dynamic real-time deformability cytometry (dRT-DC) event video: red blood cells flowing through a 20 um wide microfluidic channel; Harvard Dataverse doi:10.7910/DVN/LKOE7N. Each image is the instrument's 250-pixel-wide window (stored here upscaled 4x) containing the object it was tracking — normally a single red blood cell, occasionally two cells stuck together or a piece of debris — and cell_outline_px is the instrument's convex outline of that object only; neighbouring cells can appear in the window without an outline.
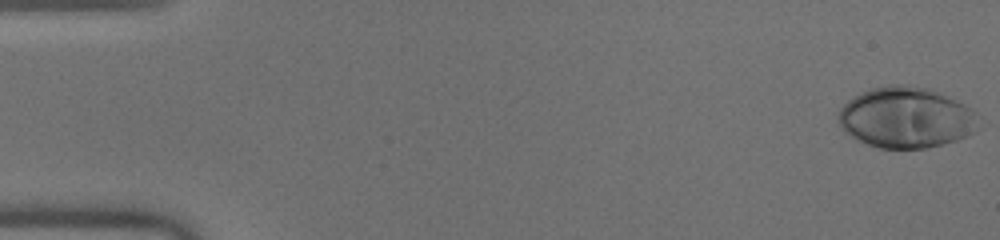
{"species": "human", "species_latin": "Homo sapiens", "temperature_condition": "warm", "stored_images_in_passage": 51, "camera_frame_rate_fps": 3000, "um_per_image_px": 0.085, "donor": {"sex": "male"}, "frame": {"image": 1, "passage_image": 1, "time_ms": 0.0, "image_size_px": [1000, 240], "cell_outline_px": [[972, 132], [968, 136], [956, 140], [928, 148], [880, 148], [856, 140], [848, 136], [840, 128], [836, 116], [840, 108], [848, 100], [860, 92], [872, 88], [888, 84], [908, 84], [928, 88], [956, 100], [964, 104], [972, 112]], "centroid_in_image_um": [76.87, 9.99], "position_along_channel_um": 8.1, "area_um2": 49.36}}
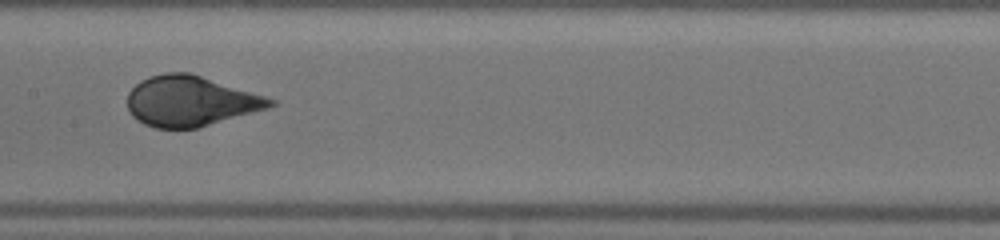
{"frame": {"image": 2, "passage_image": 26, "time_ms": 8.333, "image_size_px": [1000, 240], "cell_outline_px": [[276, 104], [268, 108], [196, 128], [156, 128], [144, 124], [132, 116], [128, 108], [128, 92], [140, 80], [148, 76], [164, 72], [192, 72], [276, 100]], "centroid_in_image_um": [16.16, 8.57], "position_along_channel_um": 191.2, "area_um2": 41.79}}
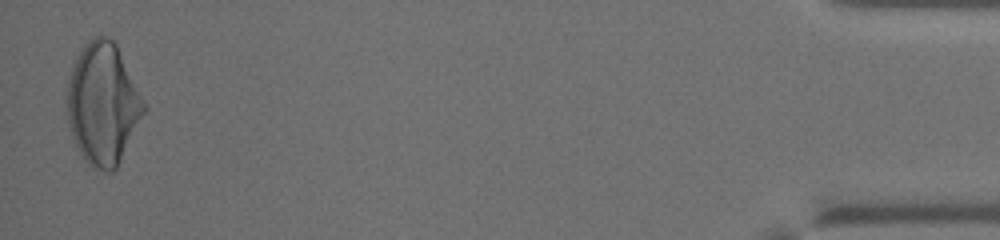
{"frame": {"image": 3, "passage_image": 50, "time_ms": 16.333, "image_size_px": [1000, 240], "cell_outline_px": [[148, 108], [116, 168], [112, 172], [104, 172], [88, 164], [84, 160], [72, 140], [68, 120], [68, 80], [72, 64], [76, 56], [88, 40], [92, 36], [108, 36], [116, 44], [148, 104]], "centroid_in_image_um": [8.77, 8.82], "position_along_channel_um": 426.4, "area_um2": 54.97}, "authors_computed_cell_mechanics": {"area_um2": 44.1014, "velocity_mm_per_s": 4.0527, "shape_relaxation_time_tau1_ms": 4.4757, "shape_relaxation_time_tau2_ms": null, "deformation_change_tau1": 0.2343, "deformation_change_tau2": null}}